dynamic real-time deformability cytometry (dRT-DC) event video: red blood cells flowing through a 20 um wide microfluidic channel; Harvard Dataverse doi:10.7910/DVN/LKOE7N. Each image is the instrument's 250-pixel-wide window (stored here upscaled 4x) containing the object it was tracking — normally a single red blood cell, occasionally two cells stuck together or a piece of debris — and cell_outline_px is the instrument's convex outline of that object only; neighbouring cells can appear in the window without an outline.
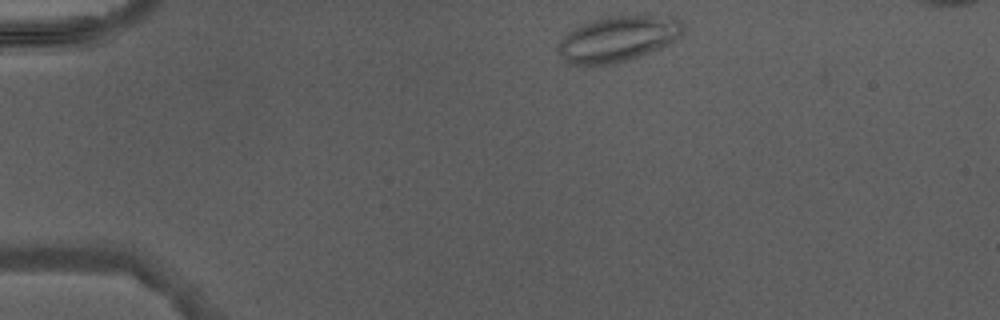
{"species": "Egyptian fruit bat (a non-hibernating species)", "species_latin": "Rousettus aegyptiacus", "temperature_condition": "warm", "stored_images_in_passage": 2, "camera_frame_rate_fps": 3000, "um_per_image_px": 0.085, "animal": {"sex": "male"}, "frame": {"image": 1, "passage_image": 1, "time_ms": 0.0, "image_size_px": [1000, 320], "cell_outline_px": [[684, 32], [676, 40], [668, 44], [628, 60], [616, 64], [568, 64], [564, 60], [556, 48], [560, 40], [568, 32], [580, 24], [592, 20], [612, 16], [676, 16], [684, 24]], "centroid_in_image_um": [52.53, 3.29], "position_along_channel_um": 32.5, "area_um2": 33.18}}